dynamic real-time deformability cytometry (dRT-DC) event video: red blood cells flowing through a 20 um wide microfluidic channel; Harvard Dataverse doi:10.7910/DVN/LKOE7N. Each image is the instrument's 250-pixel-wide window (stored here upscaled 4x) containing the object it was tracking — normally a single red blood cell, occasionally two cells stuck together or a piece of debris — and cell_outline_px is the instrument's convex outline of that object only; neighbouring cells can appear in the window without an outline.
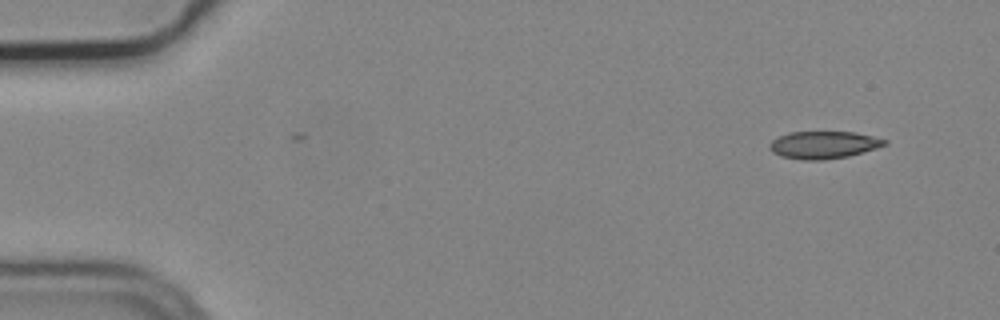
{"species": "common noctule bat (a hibernating species)", "species_latin": "Nyctalus noctula", "temperature_condition": "cold", "stored_images_in_passage": 6, "camera_frame_rate_fps": 3000, "um_per_image_px": 0.085, "animal": {"sex": "male", "body_mass_g": 19.2, "forearm_length_mm": 51.8}, "frame": {"image": 1, "passage_image": 1, "time_ms": 0.0, "image_size_px": [1000, 320], "cell_outline_px": [[888, 144], [876, 148], [848, 156], [824, 160], [804, 160], [780, 156], [772, 152], [768, 148], [768, 144], [772, 140], [788, 132], [852, 132], [872, 136], [888, 140]], "centroid_in_image_um": [69.98, 12.32], "position_along_channel_um": 15.0, "area_um2": 18.38}}
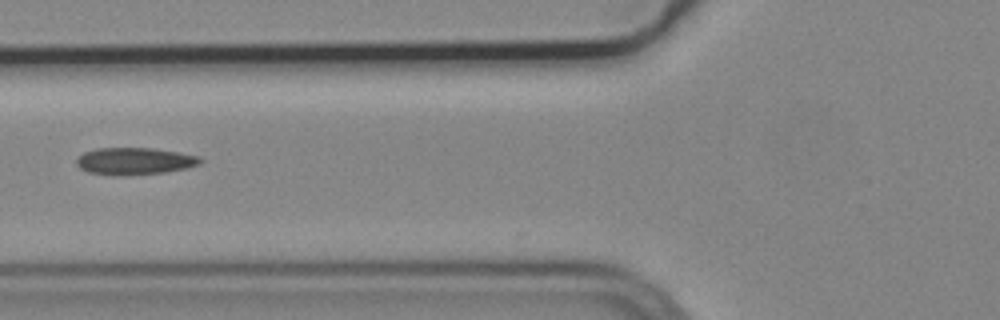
{"frame": {"image": 2, "passage_image": 5, "time_ms": 1.333, "image_size_px": [1000, 320], "cell_outline_px": [[204, 160], [200, 164], [188, 168], [164, 172], [120, 176], [88, 172], [80, 168], [76, 164], [76, 160], [84, 152], [96, 148], [152, 148], [200, 156]], "centroid_in_image_um": [11.45, 13.7], "position_along_channel_um": 114.3, "area_um2": 19.54}}
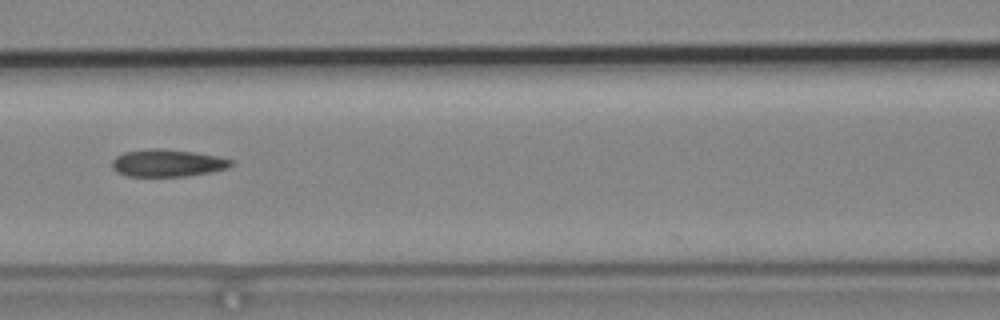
{"frame": {"image": 3, "passage_image": 6, "time_ms": 1.667, "image_size_px": [1000, 320], "cell_outline_px": [[232, 164], [228, 168], [212, 172], [184, 176], [128, 176], [116, 172], [112, 168], [112, 160], [116, 156], [124, 152], [152, 148], [164, 148], [192, 152], [216, 156], [232, 160]], "centroid_in_image_um": [14.2, 13.86], "position_along_channel_um": 152.4, "area_um2": 18.9}}